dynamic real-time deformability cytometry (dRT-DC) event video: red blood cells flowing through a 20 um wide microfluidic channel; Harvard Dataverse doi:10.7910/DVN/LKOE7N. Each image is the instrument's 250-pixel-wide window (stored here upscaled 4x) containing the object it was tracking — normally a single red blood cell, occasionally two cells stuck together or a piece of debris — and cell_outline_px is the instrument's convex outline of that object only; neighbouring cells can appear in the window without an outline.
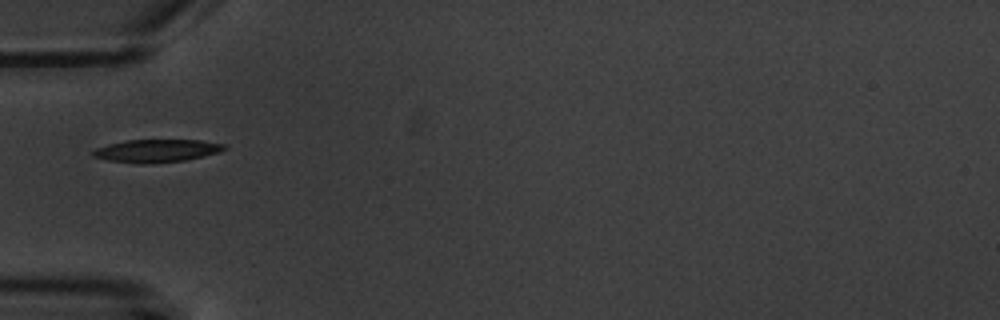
{"species": "common noctule bat (a hibernating species)", "species_latin": "Nyctalus noctula", "temperature_condition": "warm", "stored_images_in_passage": 4, "camera_frame_rate_fps": 3000, "um_per_image_px": 0.085, "animal": {"sex": "male", "body_mass_g": 20.1, "forearm_length_mm": 53.5}, "frame": {"image": 1, "passage_image": 1, "time_ms": 0.0, "image_size_px": [1000, 320], "cell_outline_px": [[228, 148], [220, 152], [204, 156], [184, 160], [148, 164], [140, 164], [108, 160], [92, 156], [92, 152], [96, 148], [108, 144], [128, 140], [200, 140], [224, 144]], "centroid_in_image_um": [13.33, 12.82], "position_along_channel_um": 71.7, "area_um2": 17.46}}